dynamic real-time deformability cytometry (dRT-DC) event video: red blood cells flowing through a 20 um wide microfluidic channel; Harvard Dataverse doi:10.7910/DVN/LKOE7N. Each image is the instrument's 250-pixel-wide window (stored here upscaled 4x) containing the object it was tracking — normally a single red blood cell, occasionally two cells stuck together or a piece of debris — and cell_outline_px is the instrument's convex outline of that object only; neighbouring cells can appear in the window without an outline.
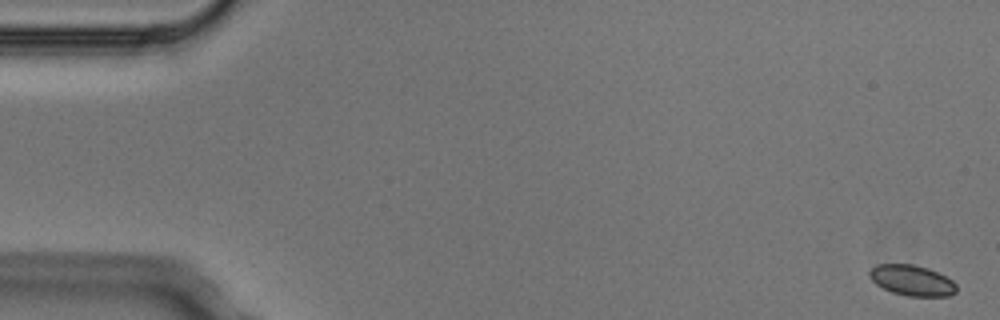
{"species": "Egyptian fruit bat (a non-hibernating species)", "species_latin": "Rousettus aegyptiacus", "temperature_condition": "cold", "stored_images_in_passage": 5, "camera_frame_rate_fps": 3000, "um_per_image_px": 0.085, "animal": {"sex": "male"}, "frame": {"image": 1, "passage_image": 1, "time_ms": 0.0, "image_size_px": [1000, 320], "cell_outline_px": [[956, 292], [948, 296], [908, 296], [892, 292], [876, 284], [868, 276], [868, 272], [876, 264], [912, 264], [928, 268], [952, 280], [956, 284]], "centroid_in_image_um": [77.5, 23.83], "position_along_channel_um": 7.5, "area_um2": 15.43}}
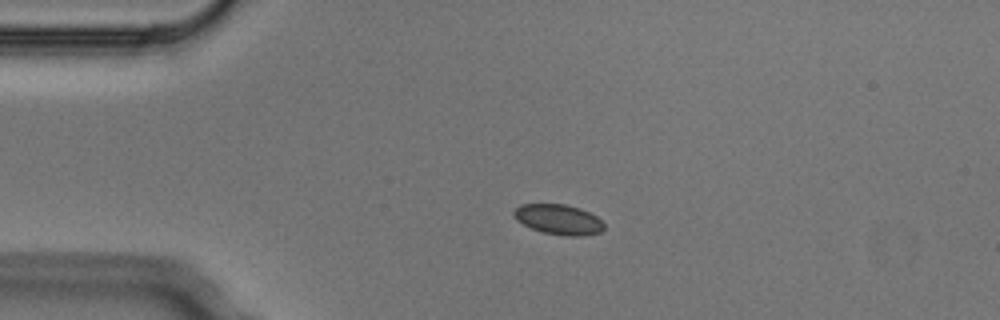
{"frame": {"image": 2, "passage_image": 4, "time_ms": 1.0, "image_size_px": [1000, 320], "cell_outline_px": [[604, 228], [600, 232], [580, 236], [568, 236], [544, 232], [532, 228], [516, 220], [512, 212], [520, 204], [564, 204], [580, 208], [596, 216], [604, 224]], "centroid_in_image_um": [47.47, 18.64], "position_along_channel_um": 37.5, "area_um2": 15.66}}